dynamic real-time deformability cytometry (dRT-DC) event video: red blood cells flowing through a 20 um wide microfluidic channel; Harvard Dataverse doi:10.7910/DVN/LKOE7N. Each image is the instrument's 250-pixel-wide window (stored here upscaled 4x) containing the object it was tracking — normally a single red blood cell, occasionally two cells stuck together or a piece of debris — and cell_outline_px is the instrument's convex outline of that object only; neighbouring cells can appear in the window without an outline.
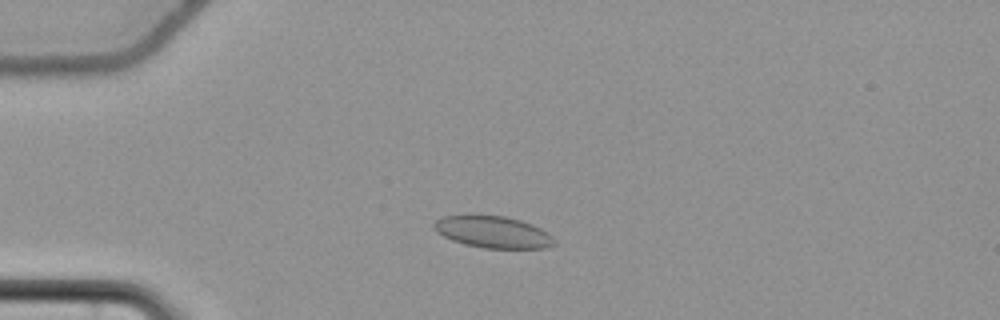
{"species": "common noctule bat (a hibernating species)", "species_latin": "Nyctalus noctula", "temperature_condition": "cold", "stored_images_in_passage": 54, "camera_frame_rate_fps": 3000, "um_per_image_px": 0.085, "animal": {"sex": "female", "body_mass_g": 22.7, "forearm_length_mm": 54.2}, "frame": {"image": 1, "passage_image": 12, "time_ms": 3.667, "image_size_px": [1000, 320], "cell_outline_px": [[556, 244], [548, 248], [484, 248], [464, 244], [452, 240], [436, 232], [432, 228], [432, 224], [436, 220], [444, 216], [504, 216], [520, 220], [532, 224], [548, 232], [556, 240]], "centroid_in_image_um": [41.93, 19.74], "position_along_channel_um": 43.1, "area_um2": 22.25}}
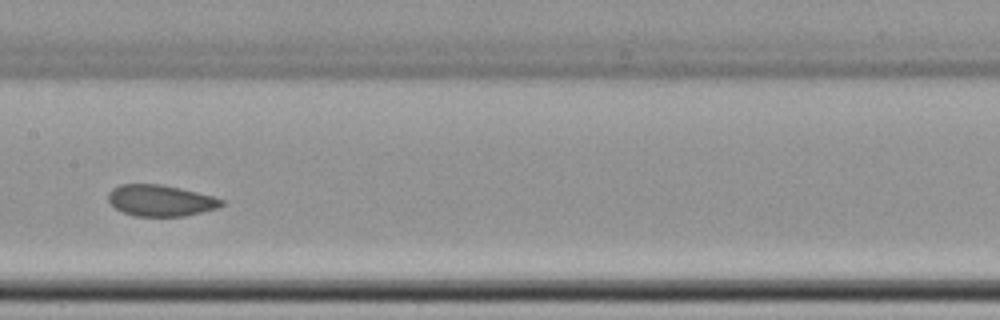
{"frame": {"image": 2, "passage_image": 27, "time_ms": 8.667, "image_size_px": [1000, 320], "cell_outline_px": [[224, 204], [216, 208], [184, 216], [136, 216], [124, 212], [116, 208], [108, 200], [108, 192], [112, 188], [120, 184], [160, 184], [180, 188], [212, 196], [224, 200]], "centroid_in_image_um": [13.62, 17.03], "position_along_channel_um": 193.8, "area_um2": 20.46}}
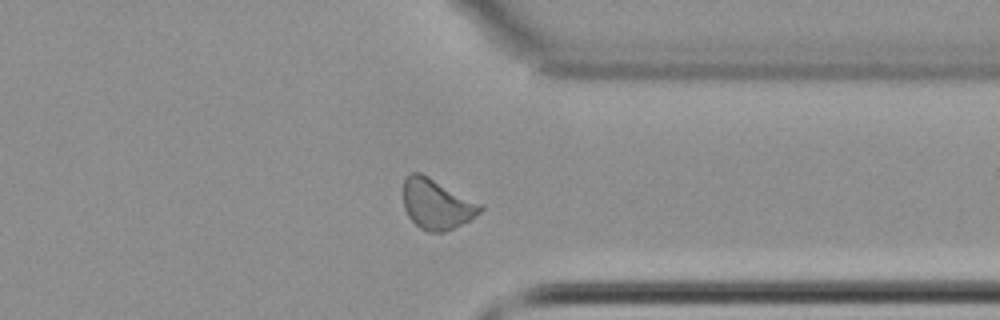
{"frame": {"image": 3, "passage_image": 42, "time_ms": 13.667, "image_size_px": [1000, 320], "cell_outline_px": [[484, 208], [480, 212], [468, 220], [444, 232], [428, 232], [420, 228], [408, 216], [404, 208], [404, 180], [412, 172], [420, 172], [484, 204]], "centroid_in_image_um": [37.13, 17.34], "position_along_channel_um": 374.3, "area_um2": 22.43}, "authors_computed_cell_mechanics": {"area_um2": 21.7617, "velocity_mm_per_s": 3.6483, "shape_relaxation_time_tau1_ms": null, "shape_relaxation_time_tau2_ms": 1.1594, "deformation_change_tau1": null, "deformation_change_tau2": 0.0515}}